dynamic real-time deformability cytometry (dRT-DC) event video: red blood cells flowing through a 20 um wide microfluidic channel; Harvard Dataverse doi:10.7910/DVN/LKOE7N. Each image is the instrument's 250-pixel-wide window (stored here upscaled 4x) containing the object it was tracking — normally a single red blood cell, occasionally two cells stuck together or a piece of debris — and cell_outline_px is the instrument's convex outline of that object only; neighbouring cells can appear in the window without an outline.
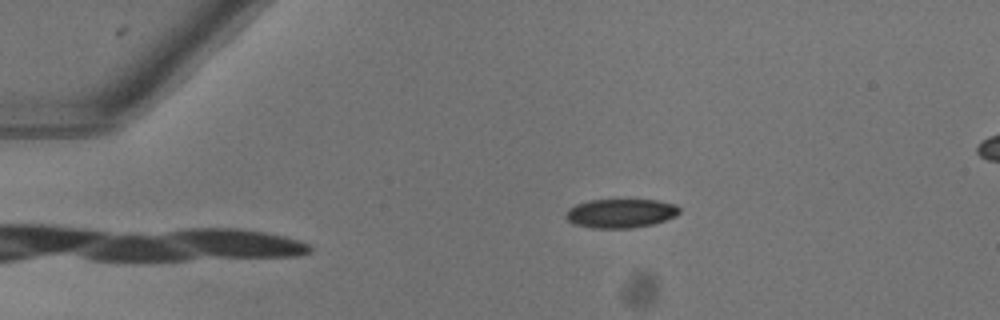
{"species": "common noctule bat (a hibernating species)", "species_latin": "Nyctalus noctula", "temperature_condition": "warm", "stored_images_in_passage": 42, "camera_frame_rate_fps": 3000, "um_per_image_px": 0.085, "animal": {"sex": "female"}, "frame": {"image": 1, "passage_image": 1, "time_ms": 0.0, "image_size_px": [1000, 320], "cell_outline_px": [[680, 212], [676, 216], [652, 224], [632, 228], [592, 228], [572, 224], [564, 216], [564, 212], [568, 208], [576, 204], [592, 200], [656, 200], [676, 204], [680, 208]], "centroid_in_image_um": [52.72, 18.13], "position_along_channel_um": 32.3, "area_um2": 19.31}}
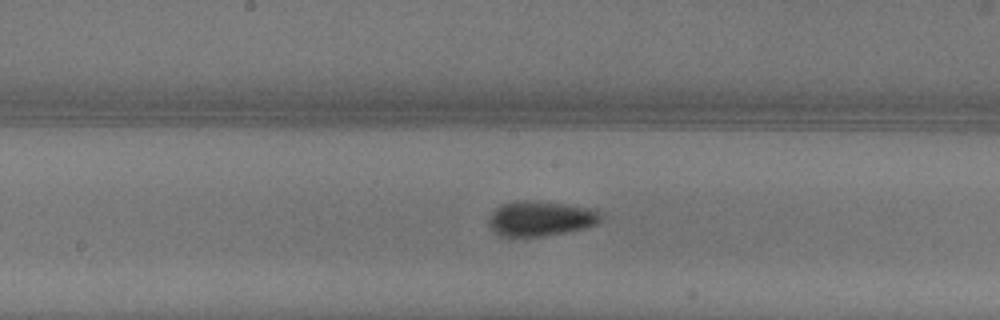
{"frame": {"image": 2, "passage_image": 18, "time_ms": 5.667, "image_size_px": [1000, 320], "cell_outline_px": [[604, 216], [596, 224], [584, 228], [544, 236], [500, 236], [488, 224], [488, 216], [500, 204], [516, 200], [532, 200], [568, 204], [596, 208], [604, 212]], "centroid_in_image_um": [45.99, 18.54], "position_along_channel_um": 202.2, "area_um2": 23.29}}
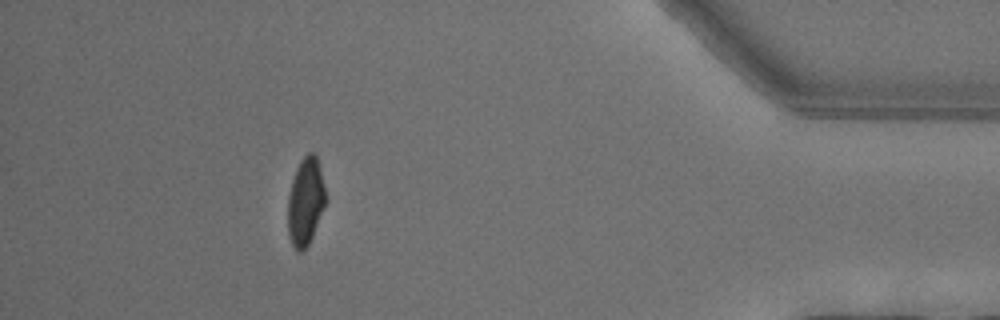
{"frame": {"image": 3, "passage_image": 37, "time_ms": 12.0, "image_size_px": [1000, 320], "cell_outline_px": [[328, 200], [312, 236], [308, 244], [300, 252], [296, 252], [288, 236], [288, 196], [292, 180], [296, 168], [300, 160], [308, 152], [316, 152]], "centroid_in_image_um": [25.98, 17.1], "position_along_channel_um": 409.2, "area_um2": 19.59}, "authors_computed_cell_mechanics": {"area_um2": 21.1259, "velocity_mm_per_s": 4.0665, "shape_relaxation_time_tau1_ms": 7.282, "shape_relaxation_time_tau2_ms": 2.4774, "deformation_change_tau1": 0.1865, "deformation_change_tau2": 0.063}}